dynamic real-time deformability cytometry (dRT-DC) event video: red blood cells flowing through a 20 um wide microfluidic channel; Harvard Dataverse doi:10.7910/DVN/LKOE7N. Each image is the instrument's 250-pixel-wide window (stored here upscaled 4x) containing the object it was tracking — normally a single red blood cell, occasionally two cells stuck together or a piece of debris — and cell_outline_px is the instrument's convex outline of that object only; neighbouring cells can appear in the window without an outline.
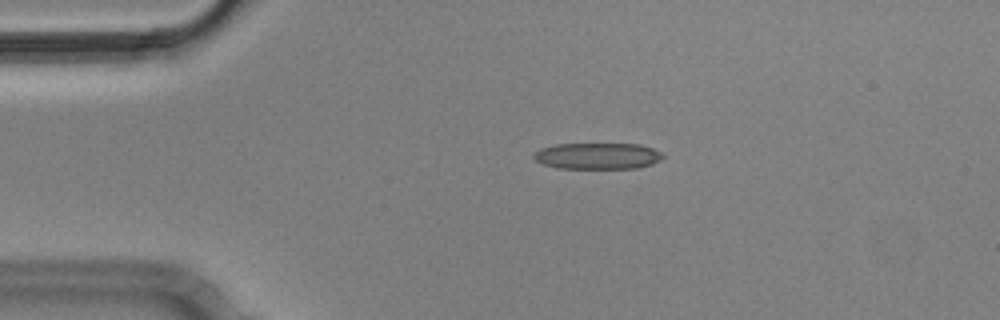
{"species": "Egyptian fruit bat (a non-hibernating species)", "species_latin": "Rousettus aegyptiacus", "temperature_condition": "cold", "stored_images_in_passage": 3, "camera_frame_rate_fps": 3000, "um_per_image_px": 0.085, "animal": {"sex": "male"}, "frame": {"image": 1, "passage_image": 1, "time_ms": 0.0, "image_size_px": [1000, 320], "cell_outline_px": [[664, 156], [660, 160], [652, 164], [636, 168], [556, 168], [544, 164], [536, 160], [532, 156], [540, 148], [556, 144], [640, 144], [664, 152]], "centroid_in_image_um": [50.82, 13.25], "position_along_channel_um": 34.2, "area_um2": 19.83}}